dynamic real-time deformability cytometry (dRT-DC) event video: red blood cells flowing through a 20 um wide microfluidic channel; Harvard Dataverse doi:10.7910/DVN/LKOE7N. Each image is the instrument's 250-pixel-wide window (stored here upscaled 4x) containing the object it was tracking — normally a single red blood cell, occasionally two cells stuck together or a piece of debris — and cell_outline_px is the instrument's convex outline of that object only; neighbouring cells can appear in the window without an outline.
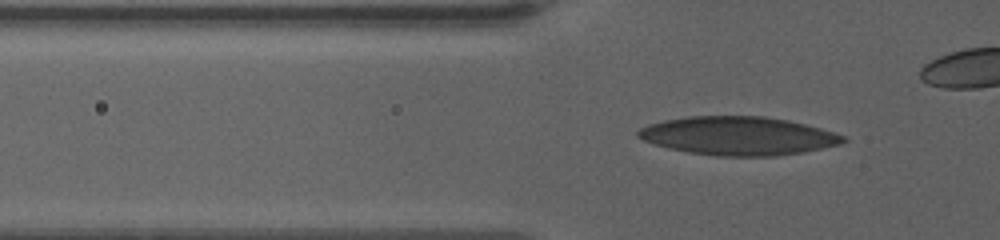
{"species": "human", "species_latin": "Homo sapiens", "temperature_condition": "warm", "stored_images_in_passage": 43, "camera_frame_rate_fps": 3000, "um_per_image_px": 0.085, "donor": {"sex": "female"}, "frame": {"image": 1, "passage_image": 10, "time_ms": 3.0, "image_size_px": [1000, 240], "cell_outline_px": [[848, 140], [840, 144], [804, 152], [776, 156], [716, 156], [688, 152], [668, 148], [652, 144], [636, 136], [636, 132], [640, 128], [648, 124], [664, 120], [688, 116], [764, 116], [788, 120], [820, 128], [844, 136]], "centroid_in_image_um": [62.72, 11.55], "position_along_channel_um": 63.1, "area_um2": 46.07}}
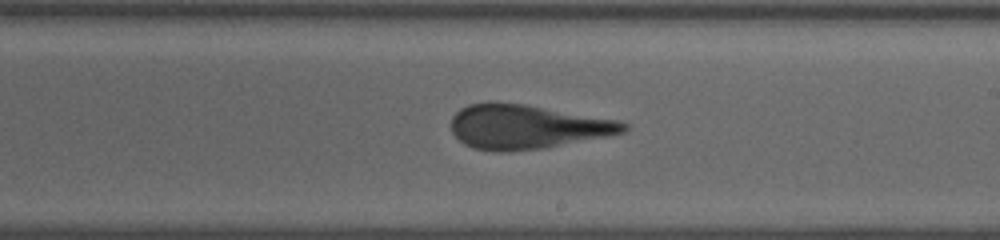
{"frame": {"image": 2, "passage_image": 27, "time_ms": 8.667, "image_size_px": [1000, 240], "cell_outline_px": [[628, 128], [624, 132], [608, 136], [544, 148], [508, 152], [496, 152], [472, 148], [464, 144], [452, 132], [452, 116], [460, 108], [468, 104], [524, 104], [616, 120], [628, 124]], "centroid_in_image_um": [44.77, 10.81], "position_along_channel_um": 244.2, "area_um2": 43.81}}
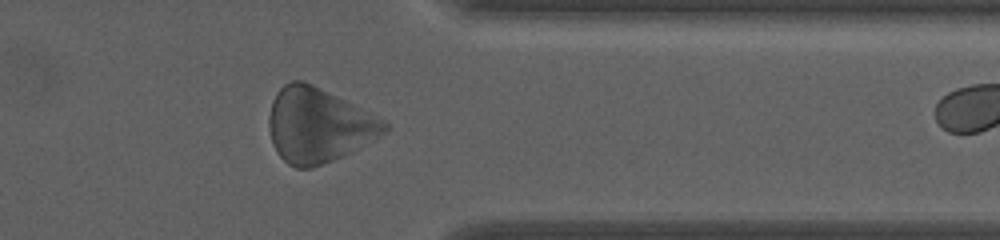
{"frame": {"image": 3, "passage_image": 40, "time_ms": 13.0, "image_size_px": [1000, 240], "cell_outline_px": [[388, 132], [352, 152], [344, 156], [312, 168], [296, 168], [288, 164], [276, 152], [272, 144], [268, 124], [268, 116], [272, 100], [276, 92], [284, 84], [292, 80], [304, 80], [384, 120], [388, 124]], "centroid_in_image_um": [27.03, 10.66], "position_along_channel_um": 384.4, "area_um2": 50.17}}